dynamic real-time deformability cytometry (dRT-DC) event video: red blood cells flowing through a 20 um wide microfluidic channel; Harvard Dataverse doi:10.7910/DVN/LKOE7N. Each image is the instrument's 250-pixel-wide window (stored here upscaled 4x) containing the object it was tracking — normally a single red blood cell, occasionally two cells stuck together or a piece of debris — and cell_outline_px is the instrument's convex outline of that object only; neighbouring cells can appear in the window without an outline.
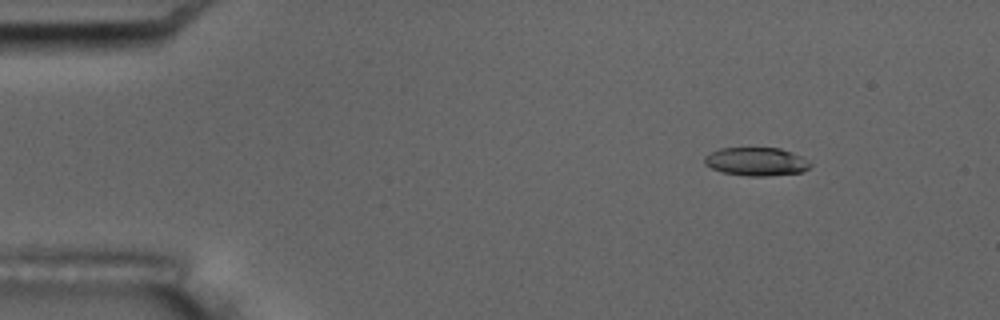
{"species": "common noctule bat (a hibernating species)", "species_latin": "Nyctalus noctula", "temperature_condition": "room temperature", "stored_images_in_passage": 4, "camera_frame_rate_fps": 3000, "um_per_image_px": 0.085, "animal": {"sex": "male", "body_mass_g": 17.5, "forearm_length_mm": 52.3}, "frame": {"image": 1, "passage_image": 2, "time_ms": 1.667, "image_size_px": [1000, 320], "cell_outline_px": [[812, 164], [808, 168], [800, 172], [768, 176], [748, 176], [720, 172], [704, 164], [704, 156], [720, 148], [780, 148], [792, 152], [800, 156]], "centroid_in_image_um": [64.25, 13.74], "position_along_channel_um": 20.8, "area_um2": 17.4}}